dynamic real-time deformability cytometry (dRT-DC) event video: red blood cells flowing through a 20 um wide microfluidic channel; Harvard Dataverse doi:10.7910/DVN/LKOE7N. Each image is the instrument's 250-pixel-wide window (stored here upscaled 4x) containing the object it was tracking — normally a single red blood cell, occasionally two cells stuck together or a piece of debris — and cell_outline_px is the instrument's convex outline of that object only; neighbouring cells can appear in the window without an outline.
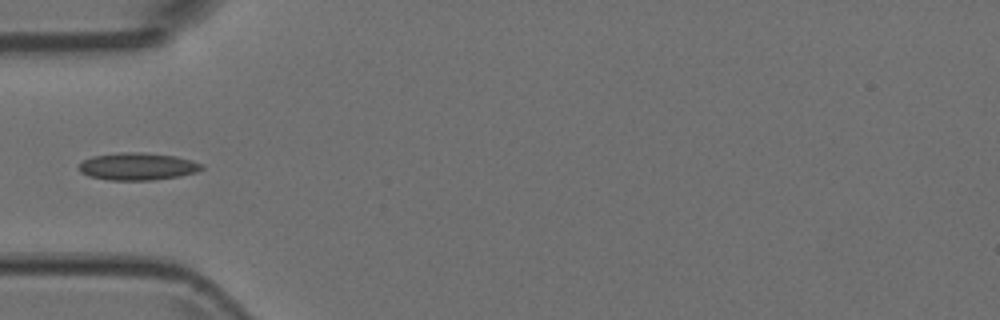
{"species": "Egyptian fruit bat (a non-hibernating species)", "species_latin": "Rousettus aegyptiacus", "temperature_condition": "room temperature", "stored_images_in_passage": 5, "camera_frame_rate_fps": 3000, "um_per_image_px": 0.085, "animal": {"sex": "female"}, "frame": {"image": 1, "passage_image": 4, "time_ms": 1.0, "image_size_px": [1000, 320], "cell_outline_px": [[204, 168], [196, 172], [180, 176], [152, 180], [108, 180], [88, 176], [80, 172], [80, 164], [84, 160], [92, 156], [116, 152], [144, 152], [176, 156], [192, 160], [204, 164]], "centroid_in_image_um": [11.72, 14.14], "position_along_channel_um": 73.3, "area_um2": 19.77}}
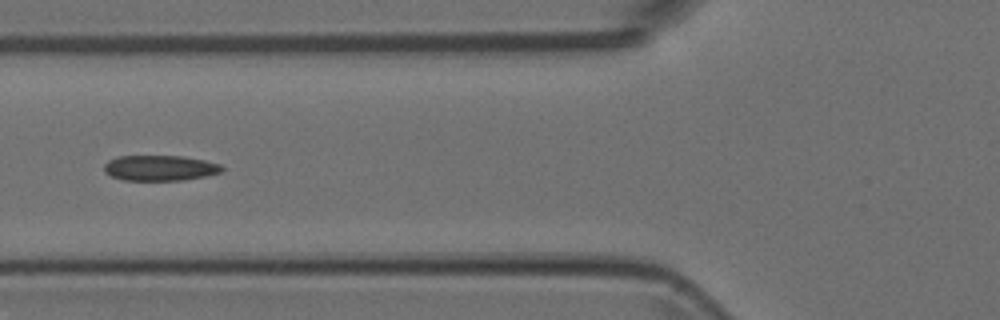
{"frame": {"image": 2, "passage_image": 5, "time_ms": 1.333, "image_size_px": [1000, 320], "cell_outline_px": [[224, 172], [184, 180], [124, 180], [112, 176], [104, 172], [104, 164], [108, 160], [120, 156], [184, 156], [204, 160], [220, 164], [224, 168]], "centroid_in_image_um": [13.61, 14.27], "position_along_channel_um": 112.2, "area_um2": 17.51}}